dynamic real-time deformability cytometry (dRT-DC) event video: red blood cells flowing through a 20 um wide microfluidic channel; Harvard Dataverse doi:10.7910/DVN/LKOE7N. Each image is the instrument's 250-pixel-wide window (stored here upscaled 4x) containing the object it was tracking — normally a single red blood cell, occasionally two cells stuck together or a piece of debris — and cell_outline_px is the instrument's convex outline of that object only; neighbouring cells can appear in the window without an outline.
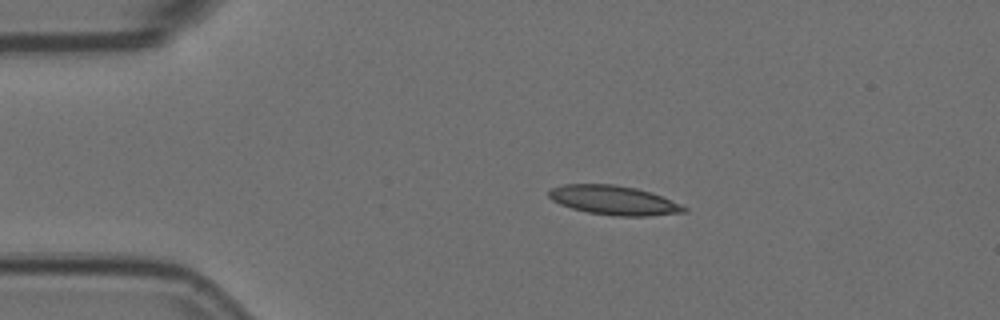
{"species": "Egyptian fruit bat (a non-hibernating species)", "species_latin": "Rousettus aegyptiacus", "temperature_condition": "room temperature", "stored_images_in_passage": 9, "camera_frame_rate_fps": 3000, "um_per_image_px": 0.085, "animal": {"sex": "female"}, "frame": {"image": 1, "passage_image": 1, "time_ms": 0.0, "image_size_px": [1000, 320], "cell_outline_px": [[688, 212], [648, 216], [616, 216], [588, 212], [572, 208], [560, 204], [552, 200], [548, 196], [548, 192], [552, 188], [564, 184], [616, 184], [636, 188], [652, 192], [680, 204], [688, 208]], "centroid_in_image_um": [52.19, 17.02], "position_along_channel_um": 32.8, "area_um2": 23.06}}
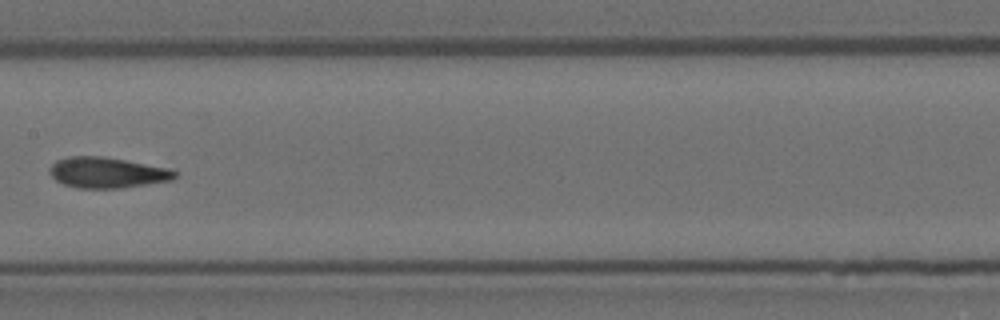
{"frame": {"image": 2, "passage_image": 6, "time_ms": 1.667, "image_size_px": [1000, 320], "cell_outline_px": [[176, 176], [172, 180], [120, 188], [76, 188], [64, 184], [56, 180], [48, 172], [52, 164], [56, 160], [68, 156], [104, 156], [168, 168], [176, 172]], "centroid_in_image_um": [9.07, 14.66], "position_along_channel_um": 198.3, "area_um2": 22.31}}
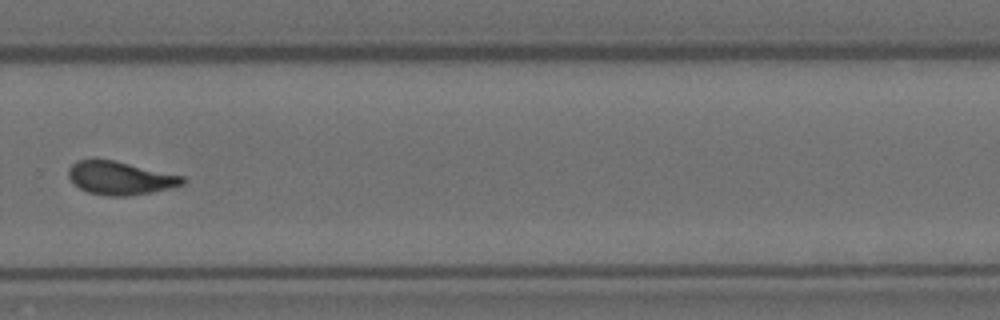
{"frame": {"image": 3, "passage_image": 9, "time_ms": 2.667, "image_size_px": [1000, 320], "cell_outline_px": [[188, 180], [184, 184], [172, 188], [152, 192], [128, 196], [104, 196], [88, 192], [80, 188], [68, 176], [68, 168], [76, 160], [112, 160], [184, 176]], "centroid_in_image_um": [10.25, 15.15], "position_along_channel_um": 319.6, "area_um2": 22.02}}